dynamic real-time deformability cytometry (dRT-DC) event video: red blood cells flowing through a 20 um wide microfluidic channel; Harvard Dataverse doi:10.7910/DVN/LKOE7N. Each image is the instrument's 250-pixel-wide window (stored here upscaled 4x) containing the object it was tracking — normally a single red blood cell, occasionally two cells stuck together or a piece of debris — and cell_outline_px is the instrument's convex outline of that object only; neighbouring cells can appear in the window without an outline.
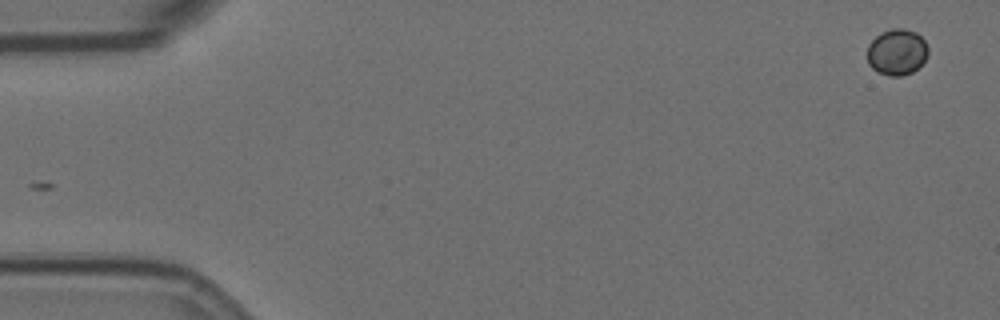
{"species": "Egyptian fruit bat (a non-hibernating species)", "species_latin": "Rousettus aegyptiacus", "temperature_condition": "room temperature", "stored_images_in_passage": 17, "camera_frame_rate_fps": 3000, "um_per_image_px": 0.085, "animal": {"sex": "female"}, "frame": {"image": 1, "passage_image": 1, "time_ms": 0.0, "image_size_px": [1000, 320], "cell_outline_px": [[928, 52], [924, 60], [912, 72], [900, 76], [888, 76], [876, 72], [868, 64], [868, 44], [876, 36], [892, 28], [904, 28], [916, 32], [924, 40], [928, 48]], "centroid_in_image_um": [76.22, 4.43], "position_along_channel_um": 8.8, "area_um2": 16.3}}
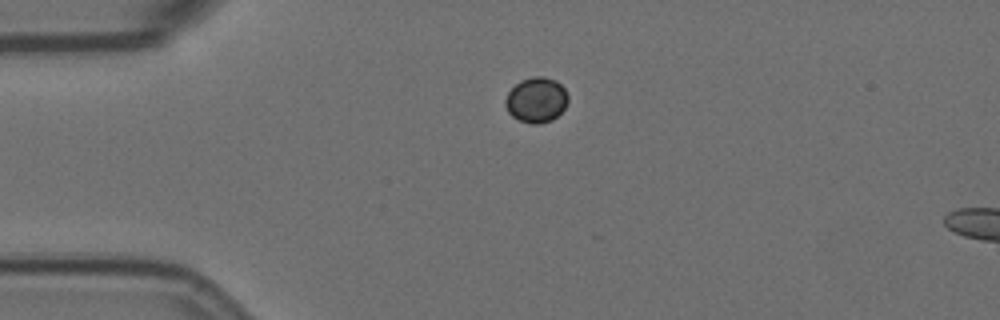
{"frame": {"image": 2, "passage_image": 13, "time_ms": 4.0, "image_size_px": [1000, 320], "cell_outline_px": [[568, 100], [564, 108], [552, 120], [540, 124], [528, 124], [516, 120], [508, 112], [504, 104], [504, 100], [508, 92], [520, 80], [532, 76], [544, 76], [556, 80], [564, 88], [568, 96]], "centroid_in_image_um": [45.56, 8.5], "position_along_channel_um": 39.4, "area_um2": 16.76}}